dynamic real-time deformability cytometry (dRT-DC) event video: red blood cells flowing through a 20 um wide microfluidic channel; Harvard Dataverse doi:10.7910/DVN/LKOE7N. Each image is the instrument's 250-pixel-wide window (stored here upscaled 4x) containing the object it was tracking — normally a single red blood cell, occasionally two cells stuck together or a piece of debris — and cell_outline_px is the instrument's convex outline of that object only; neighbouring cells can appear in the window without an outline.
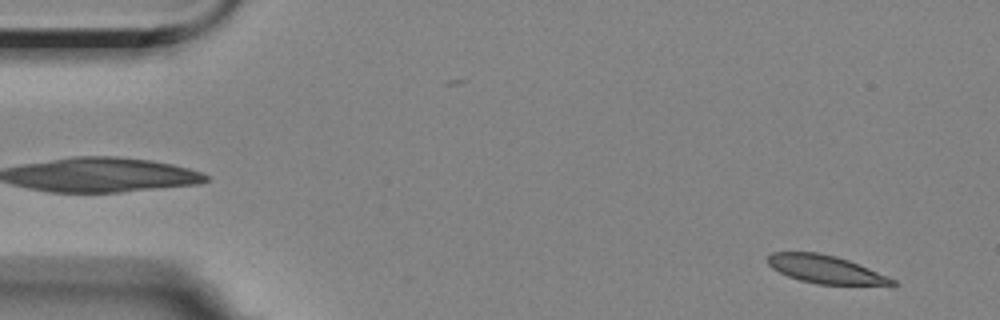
{"species": "Egyptian fruit bat (a non-hibernating species)", "species_latin": "Rousettus aegyptiacus", "temperature_condition": "room temperature", "stored_images_in_passage": 57, "camera_frame_rate_fps": 3000, "um_per_image_px": 0.085, "animal": {"sex": "female"}, "frame": {"image": 1, "passage_image": 3, "time_ms": 0.667, "image_size_px": [1000, 320], "cell_outline_px": [[896, 284], [816, 284], [800, 280], [788, 276], [772, 268], [768, 264], [768, 256], [772, 252], [816, 252], [836, 256], [848, 260], [868, 268], [896, 280]], "centroid_in_image_um": [70.1, 22.88], "position_along_channel_um": 14.9, "area_um2": 19.88}}
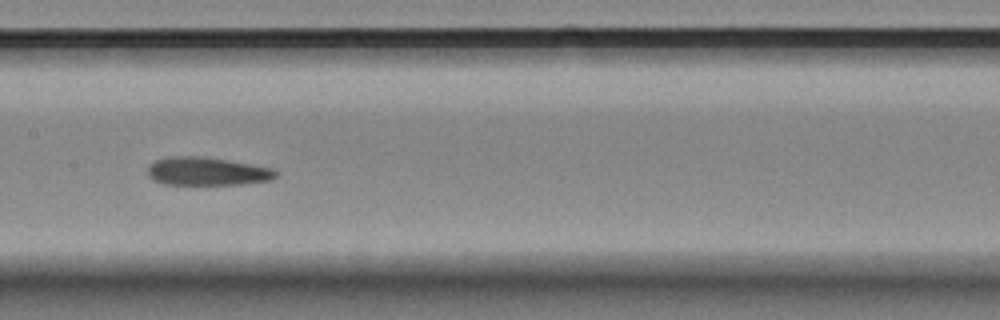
{"frame": {"image": 2, "passage_image": 27, "time_ms": 8.667, "image_size_px": [1000, 320], "cell_outline_px": [[276, 176], [272, 180], [240, 184], [164, 184], [152, 180], [148, 176], [148, 168], [156, 160], [168, 156], [200, 156], [252, 164], [272, 168], [276, 172]], "centroid_in_image_um": [17.58, 14.56], "position_along_channel_um": 189.8, "area_um2": 20.92}}
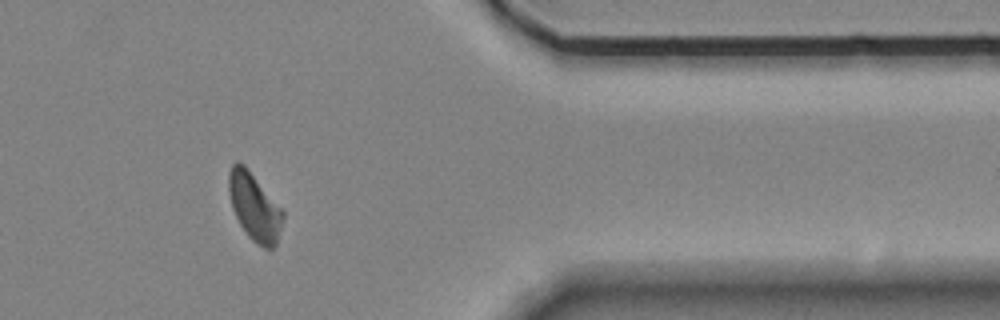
{"frame": {"image": 3, "passage_image": 46, "time_ms": 15.0, "image_size_px": [1000, 320], "cell_outline_px": [[284, 216], [276, 244], [272, 248], [264, 248], [256, 244], [248, 236], [240, 224], [232, 208], [228, 192], [228, 172], [232, 164], [236, 160], [244, 164], [284, 212]], "centroid_in_image_um": [21.6, 17.57], "position_along_channel_um": 389.8, "area_um2": 21.15}, "authors_computed_cell_mechanics": {"area_um2": 21.5016, "velocity_mm_per_s": 3.4816, "shape_relaxation_time_tau1_ms": 10.5908, "shape_relaxation_time_tau2_ms": 2.1613, "deformation_change_tau1": 0.2348, "deformation_change_tau2": 0.0741}}